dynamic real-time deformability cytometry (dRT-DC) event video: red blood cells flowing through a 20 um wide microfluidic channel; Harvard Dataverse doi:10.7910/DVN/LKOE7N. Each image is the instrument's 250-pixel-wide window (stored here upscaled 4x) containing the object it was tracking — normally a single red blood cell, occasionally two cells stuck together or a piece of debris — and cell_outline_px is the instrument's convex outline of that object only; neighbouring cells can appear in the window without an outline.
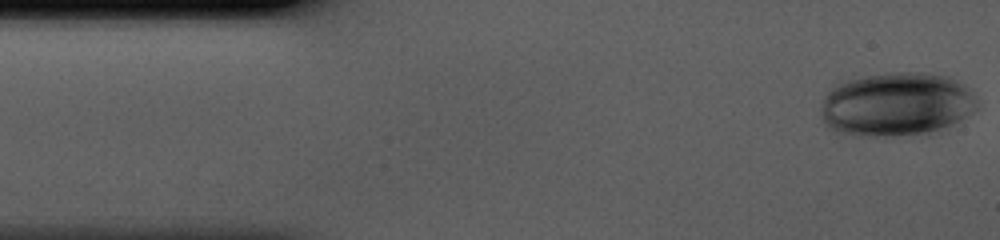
{"species": "human", "species_latin": "Homo sapiens", "temperature_condition": "cold", "stored_images_in_passage": 42, "camera_frame_rate_fps": 3000, "um_per_image_px": 0.085, "donor": {"sex": "male"}, "frame": {"image": 1, "passage_image": 1, "time_ms": 0.0, "image_size_px": [1000, 240], "cell_outline_px": [[976, 108], [972, 112], [948, 128], [928, 136], [852, 136], [836, 132], [828, 128], [824, 124], [820, 116], [820, 108], [824, 96], [832, 84], [836, 80], [896, 72], [920, 72], [948, 76], [964, 84], [968, 88], [976, 100]], "centroid_in_image_um": [76.14, 8.9], "position_along_channel_um": 8.9, "area_um2": 59.77}}
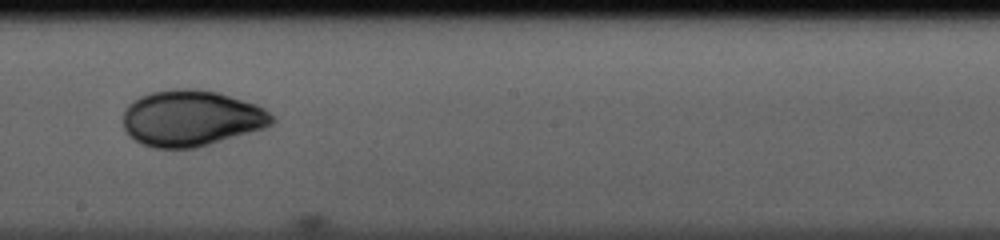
{"frame": {"image": 2, "passage_image": 23, "time_ms": 7.333, "image_size_px": [1000, 240], "cell_outline_px": [[276, 120], [272, 124], [264, 128], [196, 148], [152, 148], [128, 136], [124, 128], [124, 108], [128, 104], [140, 96], [152, 92], [172, 88], [196, 88], [216, 92], [256, 104], [264, 108], [276, 116]], "centroid_in_image_um": [16.26, 10.04], "position_along_channel_um": 231.9, "area_um2": 48.78}}
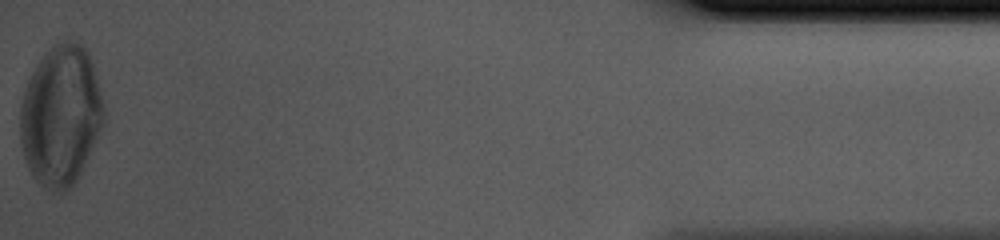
{"frame": {"image": 3, "passage_image": 42, "time_ms": 13.667, "image_size_px": [1000, 240], "cell_outline_px": [[104, 124], [72, 188], [64, 196], [60, 196], [48, 192], [32, 176], [28, 168], [20, 144], [20, 108], [24, 92], [28, 80], [36, 64], [60, 40], [76, 40], [88, 52], [92, 60], [104, 104]], "centroid_in_image_um": [5.17, 9.88], "position_along_channel_um": 430.0, "area_um2": 69.01}}